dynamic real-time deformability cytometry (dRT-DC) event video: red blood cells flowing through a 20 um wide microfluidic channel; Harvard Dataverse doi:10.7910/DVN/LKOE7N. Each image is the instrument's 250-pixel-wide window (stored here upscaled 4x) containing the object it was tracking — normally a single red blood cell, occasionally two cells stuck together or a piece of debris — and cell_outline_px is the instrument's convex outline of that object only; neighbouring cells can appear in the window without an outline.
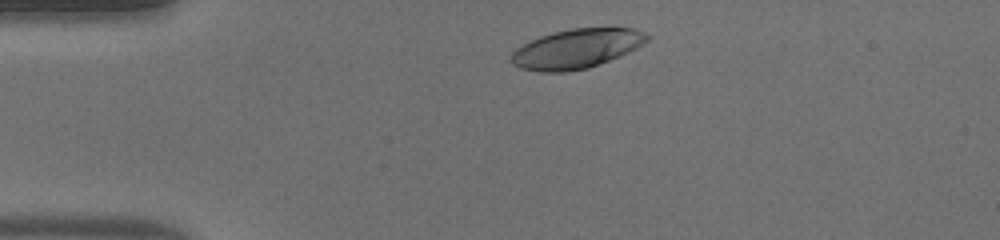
{"species": "human", "species_latin": "Homo sapiens", "temperature_condition": "warm", "stored_images_in_passage": 34, "camera_frame_rate_fps": 3000, "um_per_image_px": 0.085, "donor": {"sex": "male"}, "frame": {"image": 1, "passage_image": 2, "time_ms": 0.333, "image_size_px": [1000, 240], "cell_outline_px": [[648, 40], [636, 48], [620, 56], [588, 68], [564, 72], [540, 72], [520, 68], [512, 64], [508, 60], [508, 56], [516, 48], [540, 36], [552, 32], [572, 28], [632, 28], [644, 32], [648, 36]], "centroid_in_image_um": [48.95, 4.15], "position_along_channel_um": 36.1, "area_um2": 31.21}}
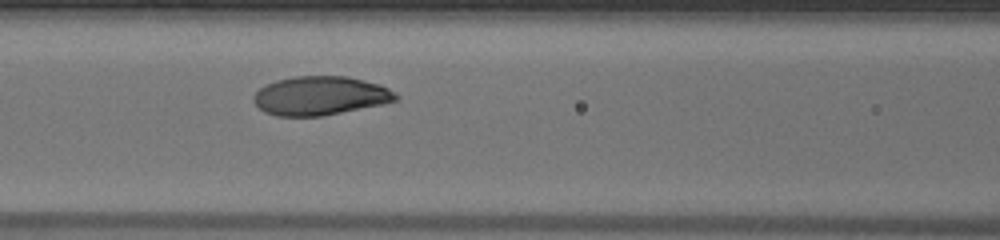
{"frame": {"image": 2, "passage_image": 13, "time_ms": 4.0, "image_size_px": [1000, 240], "cell_outline_px": [[400, 100], [384, 104], [320, 116], [276, 116], [264, 112], [252, 100], [252, 96], [260, 88], [276, 80], [292, 76], [348, 76], [364, 80], [388, 88], [400, 96]], "centroid_in_image_um": [27.23, 8.14], "position_along_channel_um": 139.4, "area_um2": 32.25}}
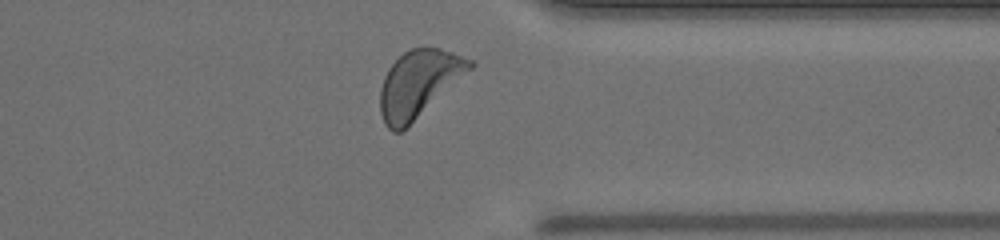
{"frame": {"image": 3, "passage_image": 31, "time_ms": 10.0, "image_size_px": [1000, 240], "cell_outline_px": [[476, 64], [472, 68], [400, 132], [392, 132], [384, 124], [380, 112], [380, 88], [384, 76], [388, 68], [404, 52], [412, 48], [440, 48], [452, 52], [472, 60]], "centroid_in_image_um": [35.55, 7.1], "position_along_channel_um": 375.8, "area_um2": 34.16}, "authors_computed_cell_mechanics": {"area_um2": 32.5414, "velocity_mm_per_s": 4.007, "shape_relaxation_time_tau1_ms": 5.8182, "shape_relaxation_time_tau2_ms": null, "deformation_change_tau1": 0.2729, "deformation_change_tau2": null}}